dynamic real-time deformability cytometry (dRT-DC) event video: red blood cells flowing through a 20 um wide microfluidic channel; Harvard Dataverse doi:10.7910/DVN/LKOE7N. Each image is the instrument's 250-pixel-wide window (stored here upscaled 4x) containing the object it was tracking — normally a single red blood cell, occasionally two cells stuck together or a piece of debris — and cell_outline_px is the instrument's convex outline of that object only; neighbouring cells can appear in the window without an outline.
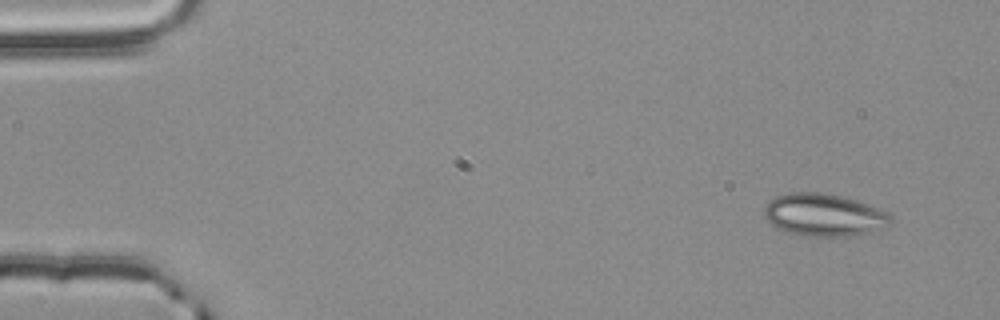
{"species": "common noctule bat (a hibernating species)", "species_latin": "Nyctalus noctula", "temperature_condition": "room temperature", "stored_images_in_passage": 4, "camera_frame_rate_fps": 3000, "um_per_image_px": 0.085, "animal": {"sex": "male", "body_mass_g": 20.4}, "frame": {"image": 1, "passage_image": 1, "time_ms": 0.0, "image_size_px": [1000, 320], "cell_outline_px": [[892, 224], [888, 228], [872, 232], [848, 236], [800, 236], [776, 228], [764, 216], [764, 208], [768, 200], [776, 196], [788, 192], [820, 192], [844, 196], [856, 200], [888, 212], [892, 216]], "centroid_in_image_um": [70.06, 18.27], "position_along_channel_um": 14.9, "area_um2": 31.85}}